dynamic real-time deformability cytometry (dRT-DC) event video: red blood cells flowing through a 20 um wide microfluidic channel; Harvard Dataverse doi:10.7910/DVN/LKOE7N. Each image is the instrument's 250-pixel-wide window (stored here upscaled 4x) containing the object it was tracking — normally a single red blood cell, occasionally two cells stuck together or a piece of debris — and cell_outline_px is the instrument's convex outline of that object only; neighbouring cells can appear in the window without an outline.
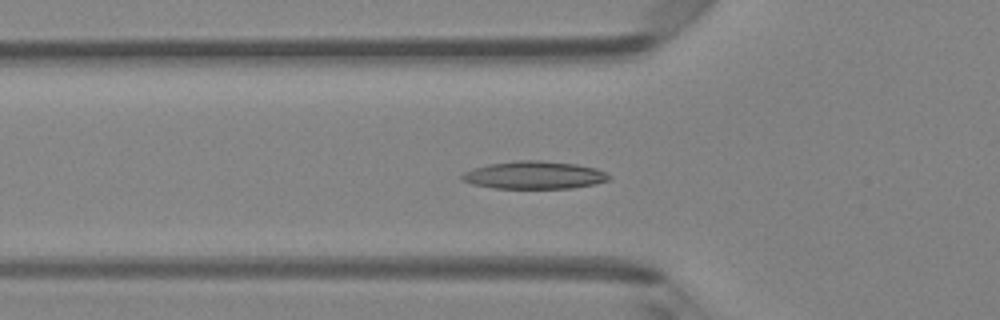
{"species": "Egyptian fruit bat (a non-hibernating species)", "species_latin": "Rousettus aegyptiacus", "temperature_condition": "room temperature", "stored_images_in_passage": 49, "camera_frame_rate_fps": 3000, "um_per_image_px": 0.085, "animal": {"sex": "female"}, "frame": {"image": 1, "passage_image": 16, "time_ms": 5.0, "image_size_px": [1000, 320], "cell_outline_px": [[612, 176], [608, 180], [596, 184], [572, 188], [492, 188], [472, 184], [460, 180], [460, 176], [464, 172], [472, 168], [488, 164], [516, 160], [540, 160], [576, 164], [596, 168]], "centroid_in_image_um": [45.38, 14.88], "position_along_channel_um": 80.4, "area_um2": 23.93}}
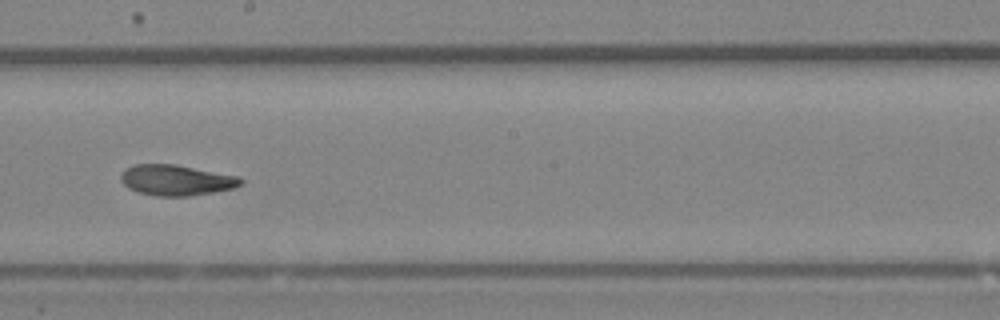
{"frame": {"image": 2, "passage_image": 27, "time_ms": 8.667, "image_size_px": [1000, 320], "cell_outline_px": [[244, 180], [240, 184], [232, 188], [212, 192], [188, 196], [156, 196], [140, 192], [128, 188], [120, 180], [120, 176], [124, 168], [132, 164], [176, 164], [240, 176]], "centroid_in_image_um": [14.95, 15.29], "position_along_channel_um": 233.2, "area_um2": 21.5}}
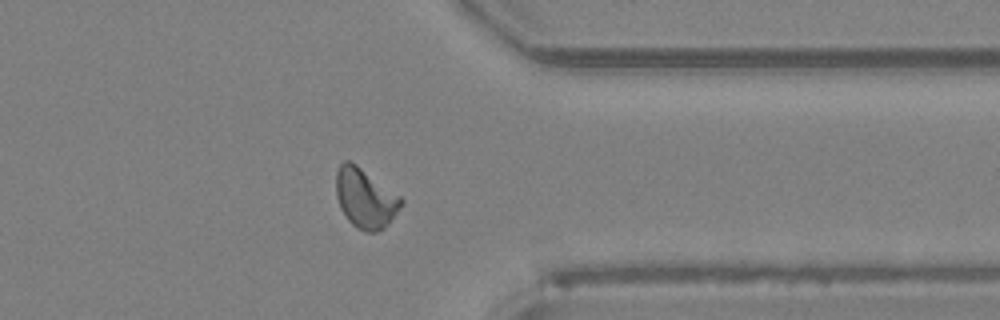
{"frame": {"image": 3, "passage_image": 38, "time_ms": 12.333, "image_size_px": [1000, 320], "cell_outline_px": [[404, 204], [384, 228], [376, 232], [368, 232], [356, 228], [348, 220], [340, 208], [336, 196], [336, 172], [340, 164], [344, 160], [348, 160], [356, 164], [400, 196], [404, 200]], "centroid_in_image_um": [31.04, 16.86], "position_along_channel_um": 380.4, "area_um2": 22.54}, "authors_computed_cell_mechanics": {"area_um2": 21.5016, "velocity_mm_per_s": 4.1878, "shape_relaxation_time_tau1_ms": 8.4277, "shape_relaxation_time_tau2_ms": 3.4065, "deformation_change_tau1": 0.228, "deformation_change_tau2": 0.0782}}